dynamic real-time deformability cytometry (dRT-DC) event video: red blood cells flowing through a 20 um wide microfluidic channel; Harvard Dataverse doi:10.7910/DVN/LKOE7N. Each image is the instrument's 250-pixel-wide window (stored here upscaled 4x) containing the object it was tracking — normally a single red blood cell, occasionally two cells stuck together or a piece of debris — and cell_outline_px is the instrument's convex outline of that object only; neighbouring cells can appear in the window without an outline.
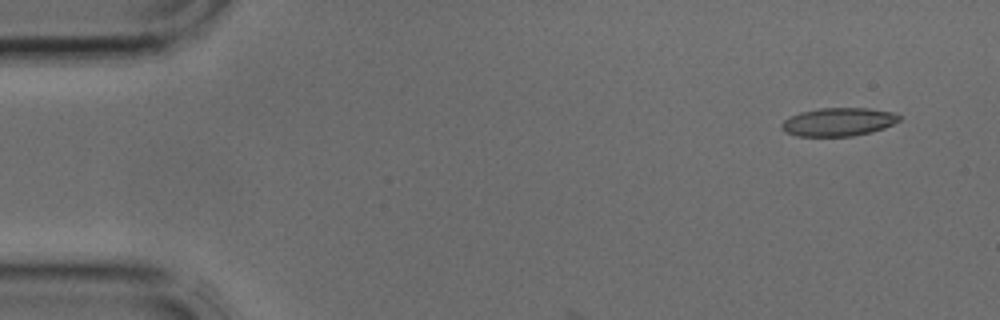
{"species": "common noctule bat (a hibernating species)", "species_latin": "Nyctalus noctula", "temperature_condition": "cold", "stored_images_in_passage": 4, "camera_frame_rate_fps": 3000, "um_per_image_px": 0.085, "animal": {"sex": "male", "body_mass_g": 17.9, "forearm_length_mm": 54.2}, "frame": {"image": 1, "passage_image": 4, "time_ms": 1.0, "image_size_px": [1000, 320], "cell_outline_px": [[900, 120], [884, 128], [872, 132], [852, 136], [796, 136], [784, 132], [780, 128], [780, 124], [784, 120], [800, 112], [820, 108], [868, 108], [892, 112], [900, 116]], "centroid_in_image_um": [71.23, 10.37], "position_along_channel_um": 13.8, "area_um2": 19.42}}